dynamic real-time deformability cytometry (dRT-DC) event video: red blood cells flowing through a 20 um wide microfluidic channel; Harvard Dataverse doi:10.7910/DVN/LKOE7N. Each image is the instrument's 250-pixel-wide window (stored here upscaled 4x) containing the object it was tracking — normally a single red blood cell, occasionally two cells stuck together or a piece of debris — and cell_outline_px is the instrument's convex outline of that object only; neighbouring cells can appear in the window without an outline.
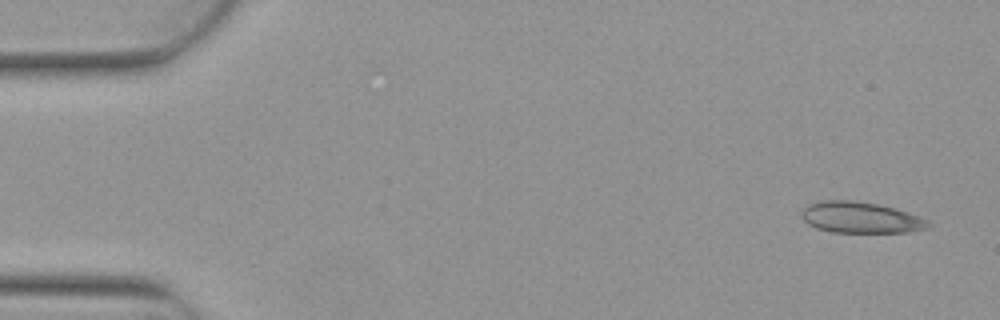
{"species": "Egyptian fruit bat (a non-hibernating species)", "species_latin": "Rousettus aegyptiacus", "temperature_condition": "warm", "stored_images_in_passage": 4, "camera_frame_rate_fps": 3000, "um_per_image_px": 0.085, "animal": {"sex": "female"}, "frame": {"image": 1, "passage_image": 1, "time_ms": 0.0, "image_size_px": [1000, 320], "cell_outline_px": [[932, 224], [928, 228], [904, 232], [832, 232], [816, 228], [808, 224], [800, 216], [800, 212], [808, 204], [820, 200], [852, 200], [876, 204], [908, 212], [920, 216], [928, 220]], "centroid_in_image_um": [73.12, 18.49], "position_along_channel_um": 11.9, "area_um2": 23.0}}